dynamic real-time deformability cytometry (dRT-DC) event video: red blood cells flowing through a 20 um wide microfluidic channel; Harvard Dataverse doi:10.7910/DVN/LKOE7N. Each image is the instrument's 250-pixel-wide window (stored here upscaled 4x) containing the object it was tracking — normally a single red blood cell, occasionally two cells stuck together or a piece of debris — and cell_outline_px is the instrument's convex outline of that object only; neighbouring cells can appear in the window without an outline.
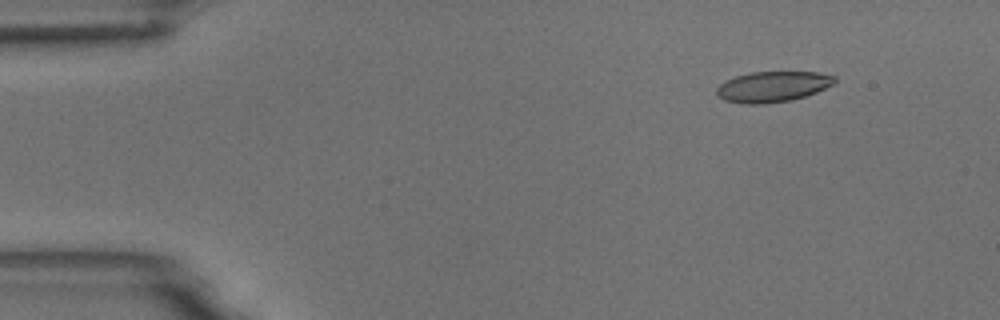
{"species": "common noctule bat (a hibernating species)", "species_latin": "Nyctalus noctula", "temperature_condition": "room temperature", "stored_images_in_passage": 5, "camera_frame_rate_fps": 3000, "um_per_image_px": 0.085, "animal": {"sex": "male", "body_mass_g": 18.8}, "frame": {"image": 1, "passage_image": 2, "time_ms": 1.333, "image_size_px": [1000, 320], "cell_outline_px": [[836, 80], [832, 84], [816, 92], [792, 100], [764, 104], [744, 104], [724, 100], [716, 92], [716, 88], [720, 84], [736, 76], [752, 72], [820, 72], [836, 76]], "centroid_in_image_um": [65.69, 7.37], "position_along_channel_um": 19.3, "area_um2": 20.92}}
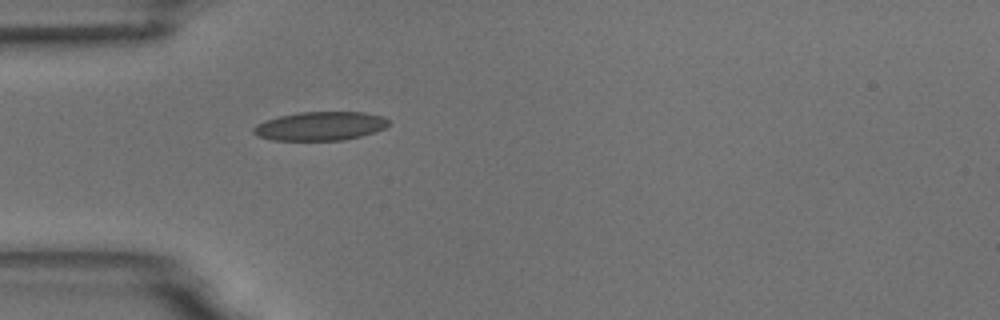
{"frame": {"image": 2, "passage_image": 5, "time_ms": 4.667, "image_size_px": [1000, 320], "cell_outline_px": [[388, 124], [384, 128], [376, 132], [344, 140], [272, 140], [256, 136], [252, 132], [252, 128], [256, 124], [280, 116], [300, 112], [364, 112], [384, 116], [388, 120]], "centroid_in_image_um": [27.22, 10.72], "position_along_channel_um": 57.8, "area_um2": 22.66}}